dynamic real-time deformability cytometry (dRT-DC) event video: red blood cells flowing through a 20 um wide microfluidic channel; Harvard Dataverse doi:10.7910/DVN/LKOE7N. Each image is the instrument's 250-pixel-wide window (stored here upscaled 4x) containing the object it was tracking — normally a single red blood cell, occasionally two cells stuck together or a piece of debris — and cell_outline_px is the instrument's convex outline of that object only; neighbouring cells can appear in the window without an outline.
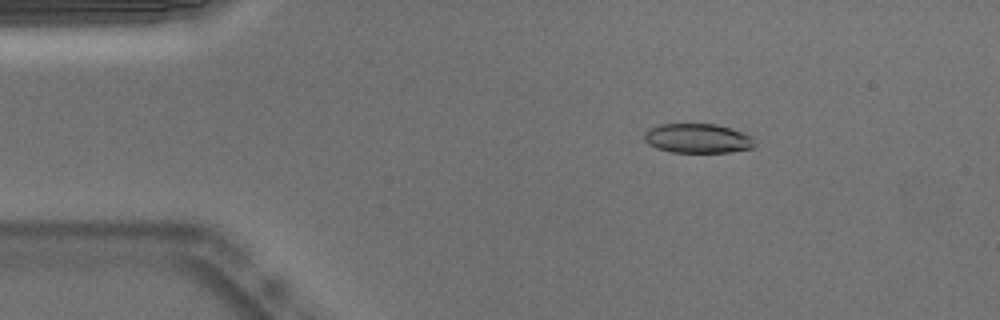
{"species": "Egyptian fruit bat (a non-hibernating species)", "species_latin": "Rousettus aegyptiacus", "temperature_condition": "warm", "stored_images_in_passage": 52, "camera_frame_rate_fps": 3000, "um_per_image_px": 0.085, "animal": {"sex": "male"}, "frame": {"image": 1, "passage_image": 8, "time_ms": 2.333, "image_size_px": [1000, 320], "cell_outline_px": [[756, 144], [752, 148], [728, 152], [672, 152], [656, 148], [648, 144], [644, 140], [644, 132], [648, 128], [660, 124], [716, 124], [732, 128], [744, 132], [752, 136]], "centroid_in_image_um": [59.3, 11.75], "position_along_channel_um": 25.7, "area_um2": 19.13}}
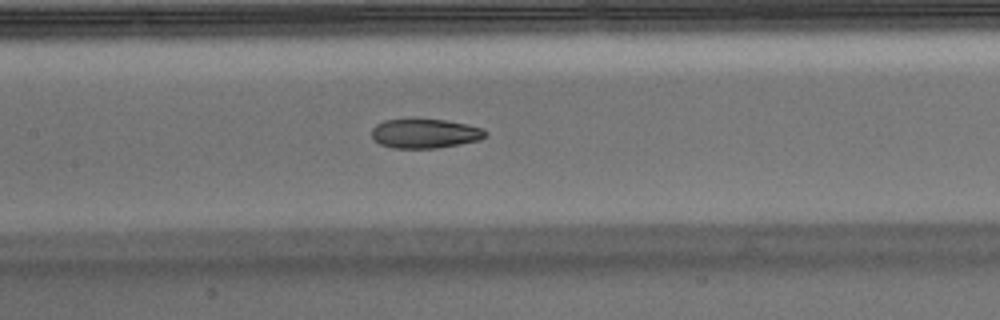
{"frame": {"image": 2, "passage_image": 24, "time_ms": 7.667, "image_size_px": [1000, 320], "cell_outline_px": [[488, 136], [480, 140], [460, 144], [436, 148], [392, 148], [380, 144], [372, 140], [372, 128], [376, 124], [384, 120], [412, 116], [416, 116], [444, 120], [468, 124], [484, 128], [488, 132]], "centroid_in_image_um": [36.11, 11.3], "position_along_channel_um": 171.3, "area_um2": 20.46}}
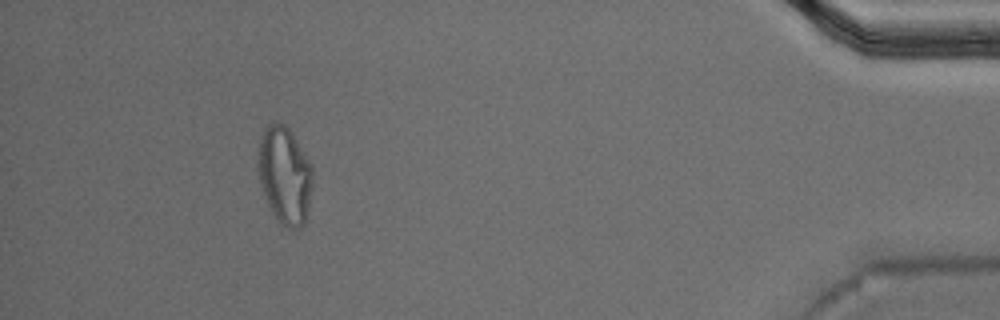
{"frame": {"image": 3, "passage_image": 48, "time_ms": 15.667, "image_size_px": [1000, 320], "cell_outline_px": [[312, 188], [304, 224], [300, 228], [288, 228], [280, 224], [276, 220], [264, 196], [260, 180], [260, 140], [264, 128], [268, 124], [284, 124], [292, 132], [312, 164]], "centroid_in_image_um": [24.24, 14.92], "position_along_channel_um": 411.0, "area_um2": 30.52}, "authors_computed_cell_mechanics": {"area_um2": 20.519, "velocity_mm_per_s": 3.7821, "shape_relaxation_time_tau1_ms": null, "shape_relaxation_time_tau2_ms": 2.2684, "deformation_change_tau1": null, "deformation_change_tau2": 0.0796}}